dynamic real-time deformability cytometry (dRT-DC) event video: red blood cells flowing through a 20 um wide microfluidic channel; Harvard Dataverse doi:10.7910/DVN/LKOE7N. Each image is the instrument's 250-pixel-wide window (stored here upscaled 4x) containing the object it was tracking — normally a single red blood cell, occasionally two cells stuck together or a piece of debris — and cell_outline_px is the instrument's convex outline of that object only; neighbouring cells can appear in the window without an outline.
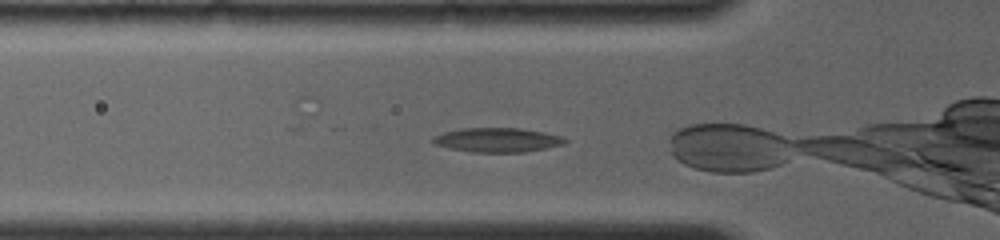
{"species": "common noctule bat (a hibernating species)", "species_latin": "Nyctalus noctula", "temperature_condition": "room temperature", "stored_images_in_passage": 8, "camera_frame_rate_fps": 4000, "um_per_image_px": 0.085, "animal": {"sex": "female", "body_mass_g": 19.0, "forearm_length_mm": 56.7}, "frame": {"image": 1, "passage_image": 4, "time_ms": 1.25, "image_size_px": [1000, 240], "cell_outline_px": [[568, 140], [564, 144], [524, 152], [472, 152], [448, 148], [436, 144], [432, 140], [432, 136], [444, 132], [460, 128], [520, 128], [544, 132], [560, 136]], "centroid_in_image_um": [42.25, 11.89], "position_along_channel_um": 83.6, "area_um2": 18.61}}